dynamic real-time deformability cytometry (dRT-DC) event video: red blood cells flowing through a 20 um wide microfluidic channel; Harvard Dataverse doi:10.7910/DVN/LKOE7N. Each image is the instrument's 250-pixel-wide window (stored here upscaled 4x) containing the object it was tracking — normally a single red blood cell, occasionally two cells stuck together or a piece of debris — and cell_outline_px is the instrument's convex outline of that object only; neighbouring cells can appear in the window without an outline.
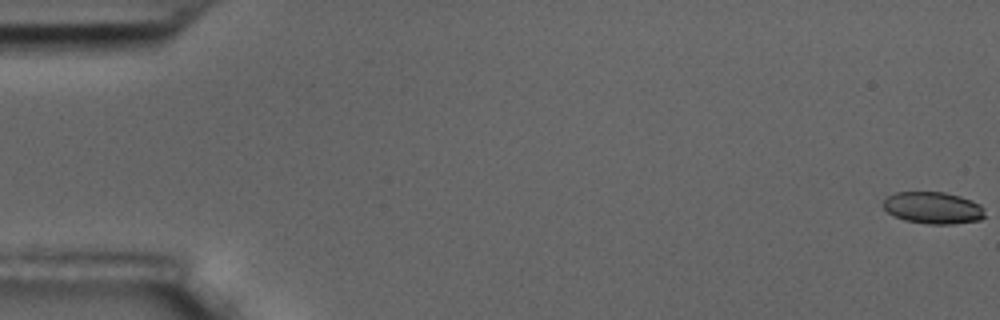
{"species": "common noctule bat (a hibernating species)", "species_latin": "Nyctalus noctula", "temperature_condition": "room temperature", "stored_images_in_passage": 59, "camera_frame_rate_fps": 3000, "um_per_image_px": 0.085, "animal": {"sex": "male", "body_mass_g": 17.5, "forearm_length_mm": 52.3}, "frame": {"image": 1, "passage_image": 1, "time_ms": 0.0, "image_size_px": [1000, 320], "cell_outline_px": [[984, 216], [980, 220], [952, 224], [928, 224], [904, 220], [888, 212], [880, 204], [888, 196], [896, 192], [944, 192], [960, 196], [980, 204], [984, 208]], "centroid_in_image_um": [79.3, 17.66], "position_along_channel_um": 5.7, "area_um2": 18.9}}
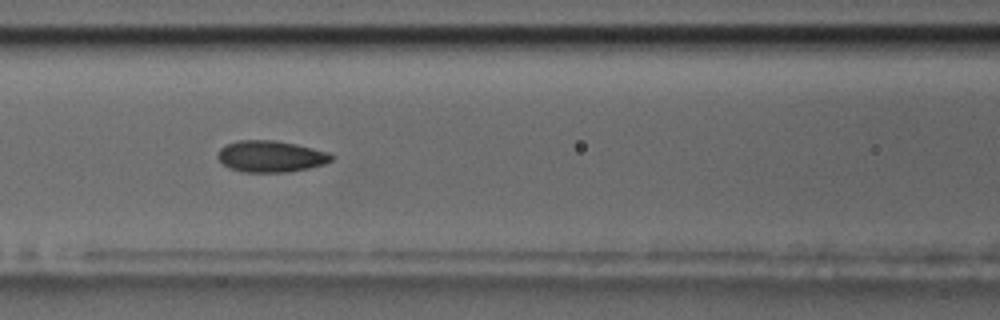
{"frame": {"image": 2, "passage_image": 26, "time_ms": 8.333, "image_size_px": [1000, 320], "cell_outline_px": [[336, 156], [332, 160], [324, 164], [308, 168], [288, 172], [244, 172], [228, 168], [216, 156], [220, 148], [228, 144], [240, 140], [276, 140], [296, 144], [328, 152]], "centroid_in_image_um": [23.03, 13.29], "position_along_channel_um": 143.6, "area_um2": 20.87}}
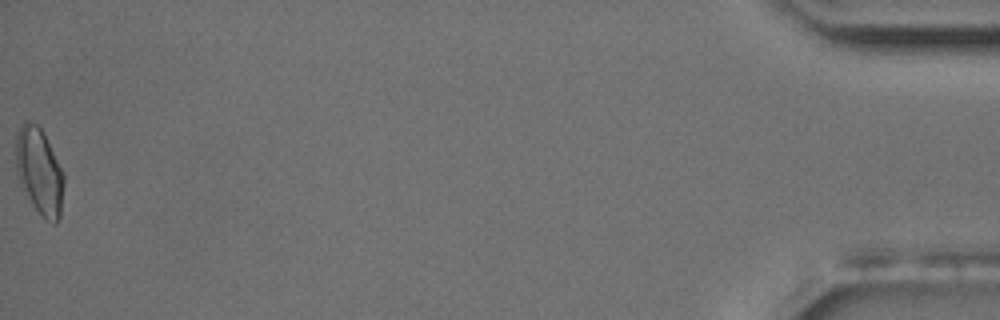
{"frame": {"image": 3, "passage_image": 59, "time_ms": 19.333, "image_size_px": [1000, 320], "cell_outline_px": [[64, 180], [60, 216], [56, 224], [52, 224], [32, 204], [20, 180], [16, 168], [16, 136], [24, 120], [28, 120], [36, 124], [44, 132], [64, 172]], "centroid_in_image_um": [3.37, 14.52], "position_along_channel_um": 431.8, "area_um2": 23.87}, "authors_computed_cell_mechanics": {"area_um2": 20.3456, "velocity_mm_per_s": 3.519, "shape_relaxation_time_tau1_ms": 5.6395, "shape_relaxation_time_tau2_ms": 1.7608, "deformation_change_tau1": 0.1216, "deformation_change_tau2": 0.0753}}